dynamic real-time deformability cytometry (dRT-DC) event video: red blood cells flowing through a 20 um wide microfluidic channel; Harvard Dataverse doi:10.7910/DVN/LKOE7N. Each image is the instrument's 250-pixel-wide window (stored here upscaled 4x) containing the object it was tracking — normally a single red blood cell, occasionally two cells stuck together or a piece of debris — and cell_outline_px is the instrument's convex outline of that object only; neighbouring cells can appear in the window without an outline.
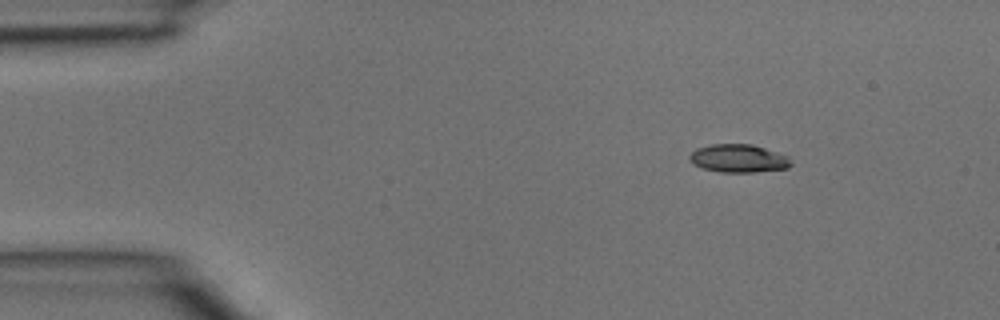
{"species": "common noctule bat (a hibernating species)", "species_latin": "Nyctalus noctula", "temperature_condition": "room temperature", "stored_images_in_passage": 3, "camera_frame_rate_fps": 3000, "um_per_image_px": 0.085, "animal": {"sex": "male", "body_mass_g": 15.6}, "frame": {"image": 1, "passage_image": 1, "time_ms": 0.0, "image_size_px": [1000, 320], "cell_outline_px": [[792, 164], [788, 168], [752, 172], [720, 172], [704, 168], [696, 164], [688, 156], [696, 148], [712, 144], [752, 144], [788, 156]], "centroid_in_image_um": [62.79, 13.46], "position_along_channel_um": 22.2, "area_um2": 16.36}}
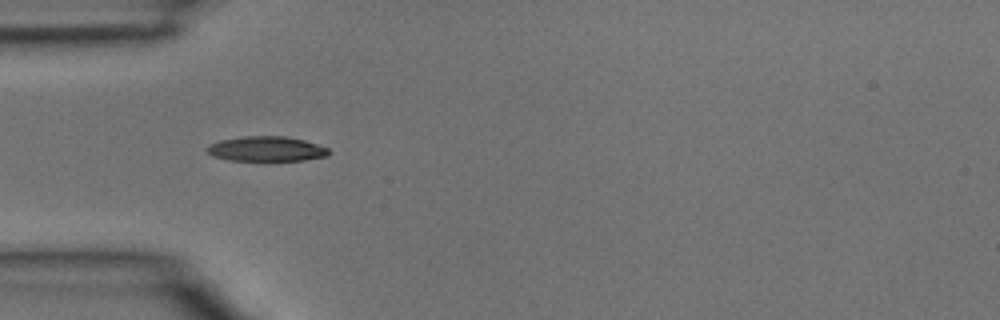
{"frame": {"image": 2, "passage_image": 3, "time_ms": 0.667, "image_size_px": [1000, 320], "cell_outline_px": [[328, 156], [304, 160], [228, 160], [212, 156], [204, 148], [208, 144], [220, 140], [244, 136], [284, 136], [304, 140], [328, 148]], "centroid_in_image_um": [22.59, 12.65], "position_along_channel_um": 62.4, "area_um2": 17.63}}